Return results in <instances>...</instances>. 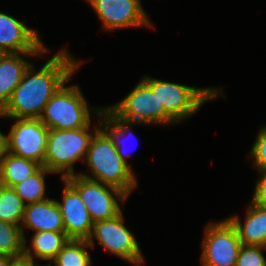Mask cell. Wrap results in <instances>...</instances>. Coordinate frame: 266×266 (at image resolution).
Wrapping results in <instances>:
<instances>
[{
	"label": "cell",
	"mask_w": 266,
	"mask_h": 266,
	"mask_svg": "<svg viewBox=\"0 0 266 266\" xmlns=\"http://www.w3.org/2000/svg\"><path fill=\"white\" fill-rule=\"evenodd\" d=\"M83 63L74 58L67 47L57 51L37 71L31 63L9 101L0 110V118L39 119L52 96L79 71Z\"/></svg>",
	"instance_id": "cell-1"
},
{
	"label": "cell",
	"mask_w": 266,
	"mask_h": 266,
	"mask_svg": "<svg viewBox=\"0 0 266 266\" xmlns=\"http://www.w3.org/2000/svg\"><path fill=\"white\" fill-rule=\"evenodd\" d=\"M84 163L90 171L76 174L115 187L127 196L138 186L135 172L121 159L112 138L102 127L92 136Z\"/></svg>",
	"instance_id": "cell-2"
},
{
	"label": "cell",
	"mask_w": 266,
	"mask_h": 266,
	"mask_svg": "<svg viewBox=\"0 0 266 266\" xmlns=\"http://www.w3.org/2000/svg\"><path fill=\"white\" fill-rule=\"evenodd\" d=\"M96 117L99 120L93 130L91 122L81 129H49L43 167L61 179L75 175L74 165L85 161L92 136L101 127V112Z\"/></svg>",
	"instance_id": "cell-3"
},
{
	"label": "cell",
	"mask_w": 266,
	"mask_h": 266,
	"mask_svg": "<svg viewBox=\"0 0 266 266\" xmlns=\"http://www.w3.org/2000/svg\"><path fill=\"white\" fill-rule=\"evenodd\" d=\"M141 79L157 95L159 108H164L177 125L189 120L207 101L216 100L218 97H226L223 90L216 87L200 88L188 86L148 75Z\"/></svg>",
	"instance_id": "cell-4"
},
{
	"label": "cell",
	"mask_w": 266,
	"mask_h": 266,
	"mask_svg": "<svg viewBox=\"0 0 266 266\" xmlns=\"http://www.w3.org/2000/svg\"><path fill=\"white\" fill-rule=\"evenodd\" d=\"M66 84L52 96L39 118L48 129H81L92 122V114L98 115L103 109L90 107L78 85Z\"/></svg>",
	"instance_id": "cell-5"
},
{
	"label": "cell",
	"mask_w": 266,
	"mask_h": 266,
	"mask_svg": "<svg viewBox=\"0 0 266 266\" xmlns=\"http://www.w3.org/2000/svg\"><path fill=\"white\" fill-rule=\"evenodd\" d=\"M124 217L122 211L112 219L93 223L87 242L93 249L96 240L107 253L111 252L134 266H142L145 264V257L142 255L136 236L126 227Z\"/></svg>",
	"instance_id": "cell-6"
},
{
	"label": "cell",
	"mask_w": 266,
	"mask_h": 266,
	"mask_svg": "<svg viewBox=\"0 0 266 266\" xmlns=\"http://www.w3.org/2000/svg\"><path fill=\"white\" fill-rule=\"evenodd\" d=\"M106 107L127 122L160 126L177 124L164 108H159L157 95L142 79L121 101Z\"/></svg>",
	"instance_id": "cell-7"
},
{
	"label": "cell",
	"mask_w": 266,
	"mask_h": 266,
	"mask_svg": "<svg viewBox=\"0 0 266 266\" xmlns=\"http://www.w3.org/2000/svg\"><path fill=\"white\" fill-rule=\"evenodd\" d=\"M65 180L79 193L93 223L119 215L123 211L121 205L128 199L123 191L79 174Z\"/></svg>",
	"instance_id": "cell-8"
},
{
	"label": "cell",
	"mask_w": 266,
	"mask_h": 266,
	"mask_svg": "<svg viewBox=\"0 0 266 266\" xmlns=\"http://www.w3.org/2000/svg\"><path fill=\"white\" fill-rule=\"evenodd\" d=\"M204 228L201 266H236L242 243L230 221L209 222Z\"/></svg>",
	"instance_id": "cell-9"
},
{
	"label": "cell",
	"mask_w": 266,
	"mask_h": 266,
	"mask_svg": "<svg viewBox=\"0 0 266 266\" xmlns=\"http://www.w3.org/2000/svg\"><path fill=\"white\" fill-rule=\"evenodd\" d=\"M8 134H5V151L44 165L49 129L40 119H13Z\"/></svg>",
	"instance_id": "cell-10"
},
{
	"label": "cell",
	"mask_w": 266,
	"mask_h": 266,
	"mask_svg": "<svg viewBox=\"0 0 266 266\" xmlns=\"http://www.w3.org/2000/svg\"><path fill=\"white\" fill-rule=\"evenodd\" d=\"M96 12L102 29L154 28L141 0H85Z\"/></svg>",
	"instance_id": "cell-11"
},
{
	"label": "cell",
	"mask_w": 266,
	"mask_h": 266,
	"mask_svg": "<svg viewBox=\"0 0 266 266\" xmlns=\"http://www.w3.org/2000/svg\"><path fill=\"white\" fill-rule=\"evenodd\" d=\"M37 29L29 28L19 19L0 11V51L6 53H43Z\"/></svg>",
	"instance_id": "cell-12"
},
{
	"label": "cell",
	"mask_w": 266,
	"mask_h": 266,
	"mask_svg": "<svg viewBox=\"0 0 266 266\" xmlns=\"http://www.w3.org/2000/svg\"><path fill=\"white\" fill-rule=\"evenodd\" d=\"M64 188L62 201L56 200L60 207L65 233L70 239L87 240L92 232L93 222L79 193L62 179Z\"/></svg>",
	"instance_id": "cell-13"
},
{
	"label": "cell",
	"mask_w": 266,
	"mask_h": 266,
	"mask_svg": "<svg viewBox=\"0 0 266 266\" xmlns=\"http://www.w3.org/2000/svg\"><path fill=\"white\" fill-rule=\"evenodd\" d=\"M36 232H65L63 217L54 198L25 206L21 229L26 239L25 229Z\"/></svg>",
	"instance_id": "cell-14"
},
{
	"label": "cell",
	"mask_w": 266,
	"mask_h": 266,
	"mask_svg": "<svg viewBox=\"0 0 266 266\" xmlns=\"http://www.w3.org/2000/svg\"><path fill=\"white\" fill-rule=\"evenodd\" d=\"M227 219L235 227L242 245L266 247V208L250 201L244 222L238 214L230 215Z\"/></svg>",
	"instance_id": "cell-15"
},
{
	"label": "cell",
	"mask_w": 266,
	"mask_h": 266,
	"mask_svg": "<svg viewBox=\"0 0 266 266\" xmlns=\"http://www.w3.org/2000/svg\"><path fill=\"white\" fill-rule=\"evenodd\" d=\"M43 53H6L0 58V110L9 101L15 88L20 84L25 70L31 62L26 57L42 56Z\"/></svg>",
	"instance_id": "cell-16"
},
{
	"label": "cell",
	"mask_w": 266,
	"mask_h": 266,
	"mask_svg": "<svg viewBox=\"0 0 266 266\" xmlns=\"http://www.w3.org/2000/svg\"><path fill=\"white\" fill-rule=\"evenodd\" d=\"M69 240L65 232H36L32 234L29 245L27 244L29 240L25 239L24 254L34 259L47 261L49 265Z\"/></svg>",
	"instance_id": "cell-17"
},
{
	"label": "cell",
	"mask_w": 266,
	"mask_h": 266,
	"mask_svg": "<svg viewBox=\"0 0 266 266\" xmlns=\"http://www.w3.org/2000/svg\"><path fill=\"white\" fill-rule=\"evenodd\" d=\"M133 125H143L141 123H133L121 120L116 117L107 107H103L101 111V127L110 135L112 138L114 145L117 149L118 154L121 159L132 169V164L128 163L127 158L132 155L130 150L124 148L126 144V140H130V138L134 139V131ZM125 142V144H124Z\"/></svg>",
	"instance_id": "cell-18"
},
{
	"label": "cell",
	"mask_w": 266,
	"mask_h": 266,
	"mask_svg": "<svg viewBox=\"0 0 266 266\" xmlns=\"http://www.w3.org/2000/svg\"><path fill=\"white\" fill-rule=\"evenodd\" d=\"M41 167L42 165L34 160L21 158L4 151L0 161V184L14 187L34 175Z\"/></svg>",
	"instance_id": "cell-19"
},
{
	"label": "cell",
	"mask_w": 266,
	"mask_h": 266,
	"mask_svg": "<svg viewBox=\"0 0 266 266\" xmlns=\"http://www.w3.org/2000/svg\"><path fill=\"white\" fill-rule=\"evenodd\" d=\"M87 240L70 239L48 266H92Z\"/></svg>",
	"instance_id": "cell-20"
},
{
	"label": "cell",
	"mask_w": 266,
	"mask_h": 266,
	"mask_svg": "<svg viewBox=\"0 0 266 266\" xmlns=\"http://www.w3.org/2000/svg\"><path fill=\"white\" fill-rule=\"evenodd\" d=\"M46 174H53L45 167H41L34 175L26 178L13 188L25 205L37 203L48 199L46 194Z\"/></svg>",
	"instance_id": "cell-21"
},
{
	"label": "cell",
	"mask_w": 266,
	"mask_h": 266,
	"mask_svg": "<svg viewBox=\"0 0 266 266\" xmlns=\"http://www.w3.org/2000/svg\"><path fill=\"white\" fill-rule=\"evenodd\" d=\"M25 204L13 187L0 184V220L20 225L23 220Z\"/></svg>",
	"instance_id": "cell-22"
},
{
	"label": "cell",
	"mask_w": 266,
	"mask_h": 266,
	"mask_svg": "<svg viewBox=\"0 0 266 266\" xmlns=\"http://www.w3.org/2000/svg\"><path fill=\"white\" fill-rule=\"evenodd\" d=\"M24 245L25 238L21 226L0 220V255H23Z\"/></svg>",
	"instance_id": "cell-23"
},
{
	"label": "cell",
	"mask_w": 266,
	"mask_h": 266,
	"mask_svg": "<svg viewBox=\"0 0 266 266\" xmlns=\"http://www.w3.org/2000/svg\"><path fill=\"white\" fill-rule=\"evenodd\" d=\"M248 156L251 158L250 161L252 160V167L258 173L266 172V125L260 126Z\"/></svg>",
	"instance_id": "cell-24"
},
{
	"label": "cell",
	"mask_w": 266,
	"mask_h": 266,
	"mask_svg": "<svg viewBox=\"0 0 266 266\" xmlns=\"http://www.w3.org/2000/svg\"><path fill=\"white\" fill-rule=\"evenodd\" d=\"M264 250L266 251V247L242 245L236 266H266V258L262 253Z\"/></svg>",
	"instance_id": "cell-25"
},
{
	"label": "cell",
	"mask_w": 266,
	"mask_h": 266,
	"mask_svg": "<svg viewBox=\"0 0 266 266\" xmlns=\"http://www.w3.org/2000/svg\"><path fill=\"white\" fill-rule=\"evenodd\" d=\"M251 201L260 207L266 208V172L259 173Z\"/></svg>",
	"instance_id": "cell-26"
},
{
	"label": "cell",
	"mask_w": 266,
	"mask_h": 266,
	"mask_svg": "<svg viewBox=\"0 0 266 266\" xmlns=\"http://www.w3.org/2000/svg\"><path fill=\"white\" fill-rule=\"evenodd\" d=\"M34 258L28 257L25 254L13 257L11 266H48L47 264L40 265L39 262H35Z\"/></svg>",
	"instance_id": "cell-27"
},
{
	"label": "cell",
	"mask_w": 266,
	"mask_h": 266,
	"mask_svg": "<svg viewBox=\"0 0 266 266\" xmlns=\"http://www.w3.org/2000/svg\"><path fill=\"white\" fill-rule=\"evenodd\" d=\"M13 257L0 255V266H11Z\"/></svg>",
	"instance_id": "cell-28"
},
{
	"label": "cell",
	"mask_w": 266,
	"mask_h": 266,
	"mask_svg": "<svg viewBox=\"0 0 266 266\" xmlns=\"http://www.w3.org/2000/svg\"><path fill=\"white\" fill-rule=\"evenodd\" d=\"M4 151H5V134H3L0 130V161L2 159Z\"/></svg>",
	"instance_id": "cell-29"
},
{
	"label": "cell",
	"mask_w": 266,
	"mask_h": 266,
	"mask_svg": "<svg viewBox=\"0 0 266 266\" xmlns=\"http://www.w3.org/2000/svg\"><path fill=\"white\" fill-rule=\"evenodd\" d=\"M3 54H4V53L0 51V58L2 57Z\"/></svg>",
	"instance_id": "cell-30"
}]
</instances>
